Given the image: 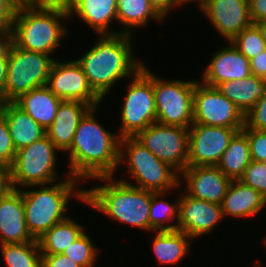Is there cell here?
<instances>
[{
    "mask_svg": "<svg viewBox=\"0 0 266 267\" xmlns=\"http://www.w3.org/2000/svg\"><path fill=\"white\" fill-rule=\"evenodd\" d=\"M98 108H91L80 120L66 151L69 154L67 173L79 181L114 177L119 168L120 137L99 123L95 116Z\"/></svg>",
    "mask_w": 266,
    "mask_h": 267,
    "instance_id": "6da1fadb",
    "label": "cell"
},
{
    "mask_svg": "<svg viewBox=\"0 0 266 267\" xmlns=\"http://www.w3.org/2000/svg\"><path fill=\"white\" fill-rule=\"evenodd\" d=\"M96 44L76 58L92 89L104 100L111 86L133 77L145 64L135 59L132 35H98Z\"/></svg>",
    "mask_w": 266,
    "mask_h": 267,
    "instance_id": "7a4b0ae2",
    "label": "cell"
},
{
    "mask_svg": "<svg viewBox=\"0 0 266 267\" xmlns=\"http://www.w3.org/2000/svg\"><path fill=\"white\" fill-rule=\"evenodd\" d=\"M115 176L93 180L105 182L94 188H85L86 206L102 212L113 221L149 232L151 191L128 185Z\"/></svg>",
    "mask_w": 266,
    "mask_h": 267,
    "instance_id": "3957f363",
    "label": "cell"
},
{
    "mask_svg": "<svg viewBox=\"0 0 266 267\" xmlns=\"http://www.w3.org/2000/svg\"><path fill=\"white\" fill-rule=\"evenodd\" d=\"M66 175V179L54 184L32 185L20 189L27 228L35 239L69 217L66 215L67 206L73 196L75 200L85 202V189L78 188L81 181Z\"/></svg>",
    "mask_w": 266,
    "mask_h": 267,
    "instance_id": "277c9868",
    "label": "cell"
},
{
    "mask_svg": "<svg viewBox=\"0 0 266 267\" xmlns=\"http://www.w3.org/2000/svg\"><path fill=\"white\" fill-rule=\"evenodd\" d=\"M69 18L63 11L37 9L20 2L10 40L24 50L52 56L68 33L63 21Z\"/></svg>",
    "mask_w": 266,
    "mask_h": 267,
    "instance_id": "5b68a950",
    "label": "cell"
},
{
    "mask_svg": "<svg viewBox=\"0 0 266 267\" xmlns=\"http://www.w3.org/2000/svg\"><path fill=\"white\" fill-rule=\"evenodd\" d=\"M125 162L129 180L120 181L147 191L170 192L179 187V174L168 164L159 160L135 137H121L119 142V165ZM132 178V179H131Z\"/></svg>",
    "mask_w": 266,
    "mask_h": 267,
    "instance_id": "8992f818",
    "label": "cell"
},
{
    "mask_svg": "<svg viewBox=\"0 0 266 267\" xmlns=\"http://www.w3.org/2000/svg\"><path fill=\"white\" fill-rule=\"evenodd\" d=\"M54 61L50 55L24 50L9 39L3 102H14L22 94L46 86Z\"/></svg>",
    "mask_w": 266,
    "mask_h": 267,
    "instance_id": "52a82bcc",
    "label": "cell"
},
{
    "mask_svg": "<svg viewBox=\"0 0 266 267\" xmlns=\"http://www.w3.org/2000/svg\"><path fill=\"white\" fill-rule=\"evenodd\" d=\"M58 151L47 136L17 150L9 167L11 188L20 189L59 181L56 169Z\"/></svg>",
    "mask_w": 266,
    "mask_h": 267,
    "instance_id": "ba28073f",
    "label": "cell"
},
{
    "mask_svg": "<svg viewBox=\"0 0 266 267\" xmlns=\"http://www.w3.org/2000/svg\"><path fill=\"white\" fill-rule=\"evenodd\" d=\"M122 110H120V128L117 132L121 137H134L156 122L155 94L153 89V73L143 67L133 76L126 88Z\"/></svg>",
    "mask_w": 266,
    "mask_h": 267,
    "instance_id": "9c48e42d",
    "label": "cell"
},
{
    "mask_svg": "<svg viewBox=\"0 0 266 267\" xmlns=\"http://www.w3.org/2000/svg\"><path fill=\"white\" fill-rule=\"evenodd\" d=\"M196 80H168L153 73L156 122L189 128L193 124V91Z\"/></svg>",
    "mask_w": 266,
    "mask_h": 267,
    "instance_id": "30bf717a",
    "label": "cell"
},
{
    "mask_svg": "<svg viewBox=\"0 0 266 267\" xmlns=\"http://www.w3.org/2000/svg\"><path fill=\"white\" fill-rule=\"evenodd\" d=\"M134 137L178 174L187 168L189 128L155 122Z\"/></svg>",
    "mask_w": 266,
    "mask_h": 267,
    "instance_id": "8fae6325",
    "label": "cell"
},
{
    "mask_svg": "<svg viewBox=\"0 0 266 267\" xmlns=\"http://www.w3.org/2000/svg\"><path fill=\"white\" fill-rule=\"evenodd\" d=\"M193 123L240 131L244 127V114L216 87L196 81L193 91Z\"/></svg>",
    "mask_w": 266,
    "mask_h": 267,
    "instance_id": "7c38bea8",
    "label": "cell"
},
{
    "mask_svg": "<svg viewBox=\"0 0 266 267\" xmlns=\"http://www.w3.org/2000/svg\"><path fill=\"white\" fill-rule=\"evenodd\" d=\"M46 86L62 100L87 103L92 108L99 107L103 101L90 86L76 59L68 62L55 59Z\"/></svg>",
    "mask_w": 266,
    "mask_h": 267,
    "instance_id": "4fadbf2b",
    "label": "cell"
},
{
    "mask_svg": "<svg viewBox=\"0 0 266 267\" xmlns=\"http://www.w3.org/2000/svg\"><path fill=\"white\" fill-rule=\"evenodd\" d=\"M236 132L235 128L193 123L189 127L188 166H216Z\"/></svg>",
    "mask_w": 266,
    "mask_h": 267,
    "instance_id": "5bb4252c",
    "label": "cell"
},
{
    "mask_svg": "<svg viewBox=\"0 0 266 267\" xmlns=\"http://www.w3.org/2000/svg\"><path fill=\"white\" fill-rule=\"evenodd\" d=\"M182 193L179 195L177 230L193 240L213 234L214 227L224 220L221 205Z\"/></svg>",
    "mask_w": 266,
    "mask_h": 267,
    "instance_id": "9a60e30c",
    "label": "cell"
},
{
    "mask_svg": "<svg viewBox=\"0 0 266 267\" xmlns=\"http://www.w3.org/2000/svg\"><path fill=\"white\" fill-rule=\"evenodd\" d=\"M182 179H185V194L219 205L233 181L217 166H187L179 174V188L184 183Z\"/></svg>",
    "mask_w": 266,
    "mask_h": 267,
    "instance_id": "2e32d148",
    "label": "cell"
},
{
    "mask_svg": "<svg viewBox=\"0 0 266 267\" xmlns=\"http://www.w3.org/2000/svg\"><path fill=\"white\" fill-rule=\"evenodd\" d=\"M200 11L227 43L253 24L249 0H205Z\"/></svg>",
    "mask_w": 266,
    "mask_h": 267,
    "instance_id": "e0dca14e",
    "label": "cell"
},
{
    "mask_svg": "<svg viewBox=\"0 0 266 267\" xmlns=\"http://www.w3.org/2000/svg\"><path fill=\"white\" fill-rule=\"evenodd\" d=\"M229 43L211 57L203 71L202 83L216 87L220 83L242 80L252 75L249 59Z\"/></svg>",
    "mask_w": 266,
    "mask_h": 267,
    "instance_id": "ac0fdd59",
    "label": "cell"
},
{
    "mask_svg": "<svg viewBox=\"0 0 266 267\" xmlns=\"http://www.w3.org/2000/svg\"><path fill=\"white\" fill-rule=\"evenodd\" d=\"M34 240L25 221L22 192L10 188L0 196V245Z\"/></svg>",
    "mask_w": 266,
    "mask_h": 267,
    "instance_id": "d6986e66",
    "label": "cell"
},
{
    "mask_svg": "<svg viewBox=\"0 0 266 267\" xmlns=\"http://www.w3.org/2000/svg\"><path fill=\"white\" fill-rule=\"evenodd\" d=\"M91 108L79 101H61L53 123L46 130V136L60 152L70 148L80 120Z\"/></svg>",
    "mask_w": 266,
    "mask_h": 267,
    "instance_id": "ffe728a7",
    "label": "cell"
},
{
    "mask_svg": "<svg viewBox=\"0 0 266 267\" xmlns=\"http://www.w3.org/2000/svg\"><path fill=\"white\" fill-rule=\"evenodd\" d=\"M72 16H77L98 35H115L122 31L110 29L113 21L117 23V0H76L69 13V17Z\"/></svg>",
    "mask_w": 266,
    "mask_h": 267,
    "instance_id": "44dd1931",
    "label": "cell"
},
{
    "mask_svg": "<svg viewBox=\"0 0 266 267\" xmlns=\"http://www.w3.org/2000/svg\"><path fill=\"white\" fill-rule=\"evenodd\" d=\"M266 206V198L239 180H233L221 203L223 216L252 217Z\"/></svg>",
    "mask_w": 266,
    "mask_h": 267,
    "instance_id": "7402d4cb",
    "label": "cell"
},
{
    "mask_svg": "<svg viewBox=\"0 0 266 267\" xmlns=\"http://www.w3.org/2000/svg\"><path fill=\"white\" fill-rule=\"evenodd\" d=\"M1 115L6 119L16 151L46 136V130L14 102H4Z\"/></svg>",
    "mask_w": 266,
    "mask_h": 267,
    "instance_id": "603a6c76",
    "label": "cell"
},
{
    "mask_svg": "<svg viewBox=\"0 0 266 267\" xmlns=\"http://www.w3.org/2000/svg\"><path fill=\"white\" fill-rule=\"evenodd\" d=\"M61 101L47 86H41L22 94L14 103L47 130L54 121Z\"/></svg>",
    "mask_w": 266,
    "mask_h": 267,
    "instance_id": "cb8c5ba5",
    "label": "cell"
},
{
    "mask_svg": "<svg viewBox=\"0 0 266 267\" xmlns=\"http://www.w3.org/2000/svg\"><path fill=\"white\" fill-rule=\"evenodd\" d=\"M151 248L155 260L162 265H178L182 259L189 254L191 241L193 240L186 233L179 230L155 231Z\"/></svg>",
    "mask_w": 266,
    "mask_h": 267,
    "instance_id": "d4e9b609",
    "label": "cell"
},
{
    "mask_svg": "<svg viewBox=\"0 0 266 267\" xmlns=\"http://www.w3.org/2000/svg\"><path fill=\"white\" fill-rule=\"evenodd\" d=\"M216 88L245 115L265 95L266 80L252 74L242 80L220 83Z\"/></svg>",
    "mask_w": 266,
    "mask_h": 267,
    "instance_id": "484cf974",
    "label": "cell"
},
{
    "mask_svg": "<svg viewBox=\"0 0 266 267\" xmlns=\"http://www.w3.org/2000/svg\"><path fill=\"white\" fill-rule=\"evenodd\" d=\"M251 161L247 135L243 130H240L231 138L216 166L232 180H239Z\"/></svg>",
    "mask_w": 266,
    "mask_h": 267,
    "instance_id": "4316f807",
    "label": "cell"
},
{
    "mask_svg": "<svg viewBox=\"0 0 266 267\" xmlns=\"http://www.w3.org/2000/svg\"><path fill=\"white\" fill-rule=\"evenodd\" d=\"M150 19L165 20L148 0H117V24L124 28L121 33L133 36L134 28L146 27Z\"/></svg>",
    "mask_w": 266,
    "mask_h": 267,
    "instance_id": "83f0119b",
    "label": "cell"
},
{
    "mask_svg": "<svg viewBox=\"0 0 266 267\" xmlns=\"http://www.w3.org/2000/svg\"><path fill=\"white\" fill-rule=\"evenodd\" d=\"M85 229L71 217L55 224L37 239L41 254H61Z\"/></svg>",
    "mask_w": 266,
    "mask_h": 267,
    "instance_id": "f1b7e54d",
    "label": "cell"
},
{
    "mask_svg": "<svg viewBox=\"0 0 266 267\" xmlns=\"http://www.w3.org/2000/svg\"><path fill=\"white\" fill-rule=\"evenodd\" d=\"M165 195L167 197V192H151L149 231L152 234L155 231L177 230L179 197L176 202L170 203L165 200Z\"/></svg>",
    "mask_w": 266,
    "mask_h": 267,
    "instance_id": "f546056e",
    "label": "cell"
},
{
    "mask_svg": "<svg viewBox=\"0 0 266 267\" xmlns=\"http://www.w3.org/2000/svg\"><path fill=\"white\" fill-rule=\"evenodd\" d=\"M6 267H41L42 254L37 239L25 243L0 245Z\"/></svg>",
    "mask_w": 266,
    "mask_h": 267,
    "instance_id": "4dcf8cb0",
    "label": "cell"
},
{
    "mask_svg": "<svg viewBox=\"0 0 266 267\" xmlns=\"http://www.w3.org/2000/svg\"><path fill=\"white\" fill-rule=\"evenodd\" d=\"M92 242V238L84 232L62 254L71 258L81 267H95L100 250Z\"/></svg>",
    "mask_w": 266,
    "mask_h": 267,
    "instance_id": "1f68e13d",
    "label": "cell"
},
{
    "mask_svg": "<svg viewBox=\"0 0 266 267\" xmlns=\"http://www.w3.org/2000/svg\"><path fill=\"white\" fill-rule=\"evenodd\" d=\"M229 42L249 60L266 50V42L255 24L241 30Z\"/></svg>",
    "mask_w": 266,
    "mask_h": 267,
    "instance_id": "d6a6232c",
    "label": "cell"
},
{
    "mask_svg": "<svg viewBox=\"0 0 266 267\" xmlns=\"http://www.w3.org/2000/svg\"><path fill=\"white\" fill-rule=\"evenodd\" d=\"M239 181L252 187L266 198V162L252 160Z\"/></svg>",
    "mask_w": 266,
    "mask_h": 267,
    "instance_id": "836d02e7",
    "label": "cell"
},
{
    "mask_svg": "<svg viewBox=\"0 0 266 267\" xmlns=\"http://www.w3.org/2000/svg\"><path fill=\"white\" fill-rule=\"evenodd\" d=\"M19 0H0V38L7 41L11 37L13 19Z\"/></svg>",
    "mask_w": 266,
    "mask_h": 267,
    "instance_id": "e575fe53",
    "label": "cell"
},
{
    "mask_svg": "<svg viewBox=\"0 0 266 267\" xmlns=\"http://www.w3.org/2000/svg\"><path fill=\"white\" fill-rule=\"evenodd\" d=\"M16 154L6 119L0 115V163L10 167Z\"/></svg>",
    "mask_w": 266,
    "mask_h": 267,
    "instance_id": "d590c367",
    "label": "cell"
},
{
    "mask_svg": "<svg viewBox=\"0 0 266 267\" xmlns=\"http://www.w3.org/2000/svg\"><path fill=\"white\" fill-rule=\"evenodd\" d=\"M248 138L251 159L257 162H266V130L242 129Z\"/></svg>",
    "mask_w": 266,
    "mask_h": 267,
    "instance_id": "8d00e7d4",
    "label": "cell"
},
{
    "mask_svg": "<svg viewBox=\"0 0 266 267\" xmlns=\"http://www.w3.org/2000/svg\"><path fill=\"white\" fill-rule=\"evenodd\" d=\"M254 130H266V92L244 115V127Z\"/></svg>",
    "mask_w": 266,
    "mask_h": 267,
    "instance_id": "74e56055",
    "label": "cell"
},
{
    "mask_svg": "<svg viewBox=\"0 0 266 267\" xmlns=\"http://www.w3.org/2000/svg\"><path fill=\"white\" fill-rule=\"evenodd\" d=\"M23 3L37 9L59 10L69 14L76 0H24Z\"/></svg>",
    "mask_w": 266,
    "mask_h": 267,
    "instance_id": "f35d334b",
    "label": "cell"
},
{
    "mask_svg": "<svg viewBox=\"0 0 266 267\" xmlns=\"http://www.w3.org/2000/svg\"><path fill=\"white\" fill-rule=\"evenodd\" d=\"M41 267H81L64 254H42Z\"/></svg>",
    "mask_w": 266,
    "mask_h": 267,
    "instance_id": "ab89813d",
    "label": "cell"
},
{
    "mask_svg": "<svg viewBox=\"0 0 266 267\" xmlns=\"http://www.w3.org/2000/svg\"><path fill=\"white\" fill-rule=\"evenodd\" d=\"M8 40L0 44V98L3 101V92L7 76Z\"/></svg>",
    "mask_w": 266,
    "mask_h": 267,
    "instance_id": "60d3db41",
    "label": "cell"
},
{
    "mask_svg": "<svg viewBox=\"0 0 266 267\" xmlns=\"http://www.w3.org/2000/svg\"><path fill=\"white\" fill-rule=\"evenodd\" d=\"M252 23L266 21V0H249Z\"/></svg>",
    "mask_w": 266,
    "mask_h": 267,
    "instance_id": "b9f144b4",
    "label": "cell"
},
{
    "mask_svg": "<svg viewBox=\"0 0 266 267\" xmlns=\"http://www.w3.org/2000/svg\"><path fill=\"white\" fill-rule=\"evenodd\" d=\"M251 73L266 80V50L249 60Z\"/></svg>",
    "mask_w": 266,
    "mask_h": 267,
    "instance_id": "7bdbcfd3",
    "label": "cell"
},
{
    "mask_svg": "<svg viewBox=\"0 0 266 267\" xmlns=\"http://www.w3.org/2000/svg\"><path fill=\"white\" fill-rule=\"evenodd\" d=\"M154 9L165 19L169 13H171L173 8H176L173 5L172 0H148Z\"/></svg>",
    "mask_w": 266,
    "mask_h": 267,
    "instance_id": "ee69618b",
    "label": "cell"
},
{
    "mask_svg": "<svg viewBox=\"0 0 266 267\" xmlns=\"http://www.w3.org/2000/svg\"><path fill=\"white\" fill-rule=\"evenodd\" d=\"M10 188L9 167L0 163V196Z\"/></svg>",
    "mask_w": 266,
    "mask_h": 267,
    "instance_id": "f6af8a7d",
    "label": "cell"
},
{
    "mask_svg": "<svg viewBox=\"0 0 266 267\" xmlns=\"http://www.w3.org/2000/svg\"><path fill=\"white\" fill-rule=\"evenodd\" d=\"M172 1L175 7H182L183 5H187L188 3L191 2L193 3L195 1L198 3V7L201 10L205 0H172Z\"/></svg>",
    "mask_w": 266,
    "mask_h": 267,
    "instance_id": "bcb514c9",
    "label": "cell"
},
{
    "mask_svg": "<svg viewBox=\"0 0 266 267\" xmlns=\"http://www.w3.org/2000/svg\"><path fill=\"white\" fill-rule=\"evenodd\" d=\"M255 25H256V26L258 27V29L260 30V33H261V35H262V38H263L264 41L266 42V21L255 23Z\"/></svg>",
    "mask_w": 266,
    "mask_h": 267,
    "instance_id": "7dc6e473",
    "label": "cell"
},
{
    "mask_svg": "<svg viewBox=\"0 0 266 267\" xmlns=\"http://www.w3.org/2000/svg\"><path fill=\"white\" fill-rule=\"evenodd\" d=\"M3 101H2V99L0 98V115H1V110H2V106H3Z\"/></svg>",
    "mask_w": 266,
    "mask_h": 267,
    "instance_id": "c3c4849f",
    "label": "cell"
},
{
    "mask_svg": "<svg viewBox=\"0 0 266 267\" xmlns=\"http://www.w3.org/2000/svg\"><path fill=\"white\" fill-rule=\"evenodd\" d=\"M262 240H263L264 244L266 245V235Z\"/></svg>",
    "mask_w": 266,
    "mask_h": 267,
    "instance_id": "681fc988",
    "label": "cell"
}]
</instances>
